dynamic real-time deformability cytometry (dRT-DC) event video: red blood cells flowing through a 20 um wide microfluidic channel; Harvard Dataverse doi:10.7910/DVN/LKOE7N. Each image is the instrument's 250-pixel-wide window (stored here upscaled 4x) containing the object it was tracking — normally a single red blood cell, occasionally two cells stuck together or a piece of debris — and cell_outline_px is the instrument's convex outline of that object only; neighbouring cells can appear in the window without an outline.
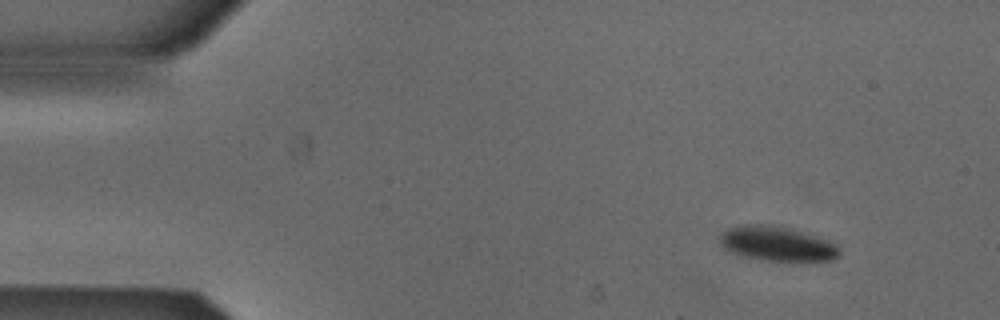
{"species": "Egyptian fruit bat (a non-hibernating species)", "species_latin": "Rousettus aegyptiacus", "temperature_condition": "cold", "stored_images_in_passage": 6, "camera_frame_rate_fps": 3000, "um_per_image_px": 0.085, "animal": {"sex": "male"}, "frame": {"image": 1, "passage_image": 1, "time_ms": 0.0, "image_size_px": [1000, 320], "cell_outline_px": [[840, 256], [832, 260], [792, 264], [760, 260], [740, 256], [724, 248], [720, 244], [720, 236], [728, 228], [744, 224], [768, 224], [788, 228], [820, 236], [836, 244], [840, 248]], "centroid_in_image_um": [66.12, 20.77], "position_along_channel_um": 18.9, "area_um2": 25.2}}
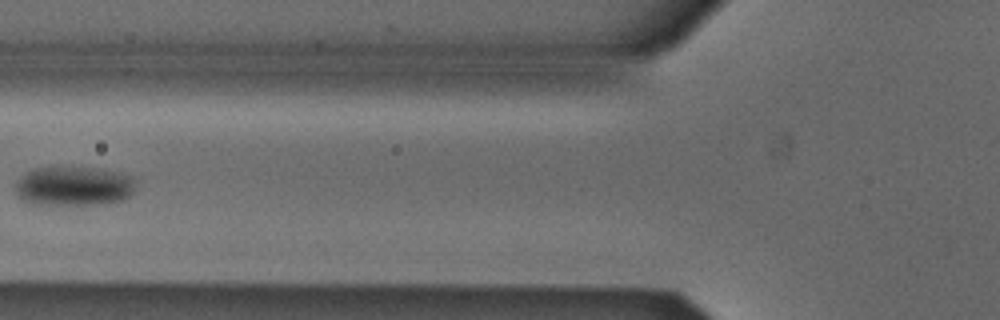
{"frame": {"image": 2, "passage_image": 5, "time_ms": 1.333, "image_size_px": [1000, 320], "cell_outline_px": [[136, 184], [132, 192], [124, 200], [96, 204], [32, 204], [20, 200], [16, 192], [16, 180], [20, 176], [32, 168], [88, 168], [112, 172], [128, 176], [136, 180]], "centroid_in_image_um": [6.2, 15.84], "position_along_channel_um": 119.6, "area_um2": 27.22}}
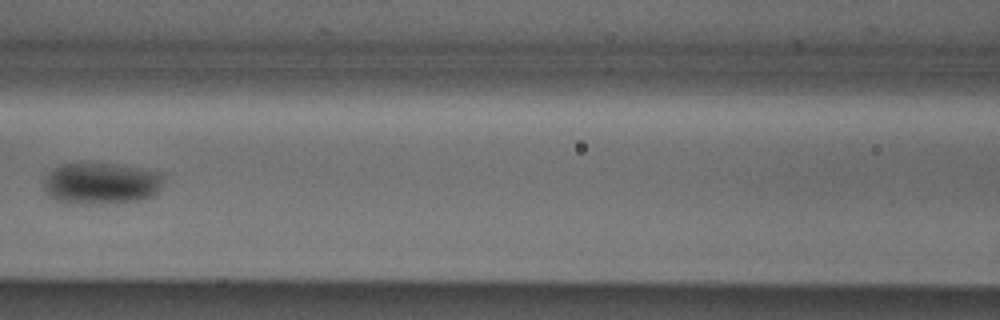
{"frame": {"image": 3, "passage_image": 6, "time_ms": 1.667, "image_size_px": [1000, 320], "cell_outline_px": [[160, 184], [156, 192], [152, 196], [144, 200], [104, 204], [72, 204], [56, 200], [48, 196], [44, 192], [44, 176], [48, 172], [64, 164], [112, 164], [140, 168], [160, 172]], "centroid_in_image_um": [8.53, 15.62], "position_along_channel_um": 158.1, "area_um2": 28.96}}